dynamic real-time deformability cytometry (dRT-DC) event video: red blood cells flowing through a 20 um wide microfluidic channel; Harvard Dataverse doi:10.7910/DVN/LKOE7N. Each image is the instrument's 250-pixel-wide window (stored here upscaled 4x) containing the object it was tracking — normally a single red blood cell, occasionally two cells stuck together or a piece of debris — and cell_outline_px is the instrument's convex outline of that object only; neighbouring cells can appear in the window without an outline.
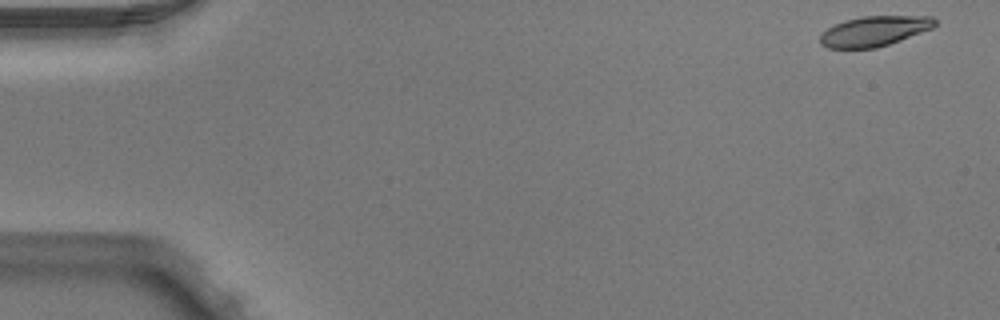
{"species": "Egyptian fruit bat (a non-hibernating species)", "species_latin": "Rousettus aegyptiacus", "temperature_condition": "warm", "stored_images_in_passage": 50, "camera_frame_rate_fps": 3000, "um_per_image_px": 0.085, "animal": {"sex": "male"}, "frame": {"image": 1, "passage_image": 1, "time_ms": 0.0, "image_size_px": [1000, 320], "cell_outline_px": [[936, 24], [932, 28], [900, 40], [876, 48], [828, 48], [820, 44], [820, 36], [828, 28], [844, 20], [860, 16], [932, 16], [936, 20]], "centroid_in_image_um": [74.31, 2.64], "position_along_channel_um": 10.7, "area_um2": 20.0}}
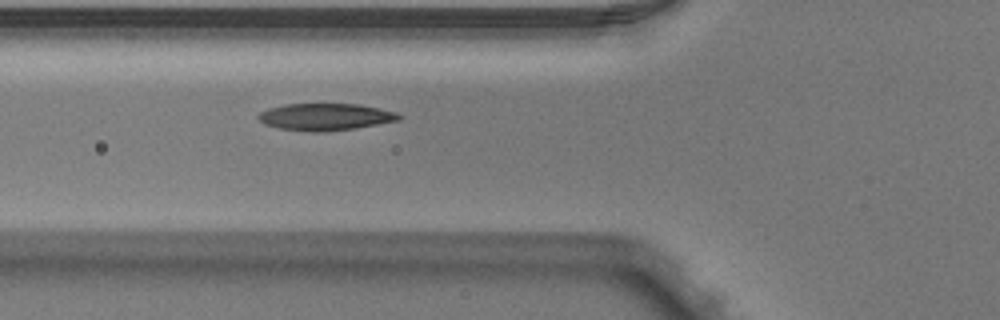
{"frame": {"image": 2, "passage_image": 18, "time_ms": 5.667, "image_size_px": [1000, 320], "cell_outline_px": [[404, 116], [400, 120], [352, 128], [324, 132], [308, 132], [280, 128], [264, 124], [256, 116], [260, 112], [268, 108], [284, 104], [356, 104], [380, 108], [396, 112]], "centroid_in_image_um": [27.64, 9.93], "position_along_channel_um": 98.2, "area_um2": 22.08}}
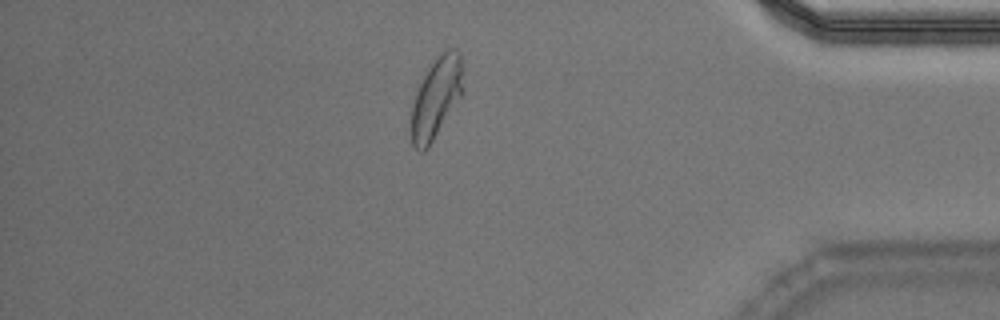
{"frame": {"image": 3, "passage_image": 43, "time_ms": 14.0, "image_size_px": [1000, 320], "cell_outline_px": [[460, 96], [428, 148], [424, 152], [420, 152], [412, 144], [412, 100], [428, 68], [436, 56], [440, 52], [448, 48], [456, 48], [460, 52]], "centroid_in_image_um": [37.03, 8.3], "position_along_channel_um": 398.2, "area_um2": 23.52}, "authors_computed_cell_mechanics": {"area_um2": 22.2819, "velocity_mm_per_s": 3.976, "shape_relaxation_time_tau1_ms": 3.1877, "shape_relaxation_time_tau2_ms": 1.5677, "deformation_change_tau1": 0.1441, "deformation_change_tau2": 0.0647}}